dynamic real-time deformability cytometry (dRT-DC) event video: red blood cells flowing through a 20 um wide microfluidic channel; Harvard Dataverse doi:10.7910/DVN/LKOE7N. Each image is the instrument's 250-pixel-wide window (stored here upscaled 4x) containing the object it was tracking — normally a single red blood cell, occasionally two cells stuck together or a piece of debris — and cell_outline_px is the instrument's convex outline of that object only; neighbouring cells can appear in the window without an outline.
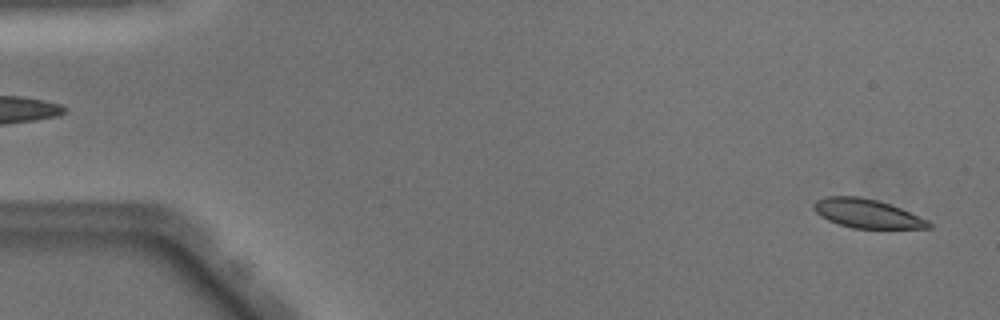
{"species": "Egyptian fruit bat (a non-hibernating species)", "species_latin": "Rousettus aegyptiacus", "temperature_condition": "warm", "stored_images_in_passage": 50, "camera_frame_rate_fps": 3000, "um_per_image_px": 0.085, "animal": {"sex": "male"}, "frame": {"image": 1, "passage_image": 2, "time_ms": 0.333, "image_size_px": [1000, 320], "cell_outline_px": [[932, 228], [852, 228], [828, 220], [820, 216], [816, 212], [812, 204], [816, 200], [824, 196], [860, 196], [876, 200], [900, 208], [928, 220], [932, 224]], "centroid_in_image_um": [73.67, 18.14], "position_along_channel_um": 11.3, "area_um2": 19.19}}
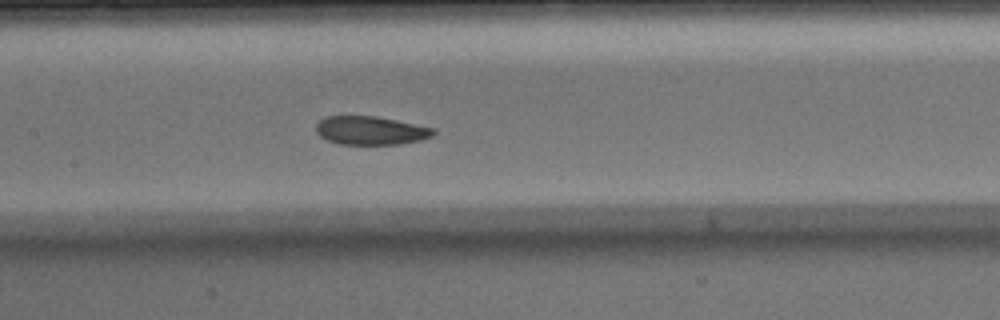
{"frame": {"image": 2, "passage_image": 24, "time_ms": 7.667, "image_size_px": [1000, 320], "cell_outline_px": [[436, 132], [432, 136], [420, 140], [400, 144], [340, 144], [328, 140], [320, 136], [316, 132], [316, 124], [324, 116], [376, 116], [436, 128]], "centroid_in_image_um": [31.52, 11.09], "position_along_channel_um": 175.9, "area_um2": 19.54}}
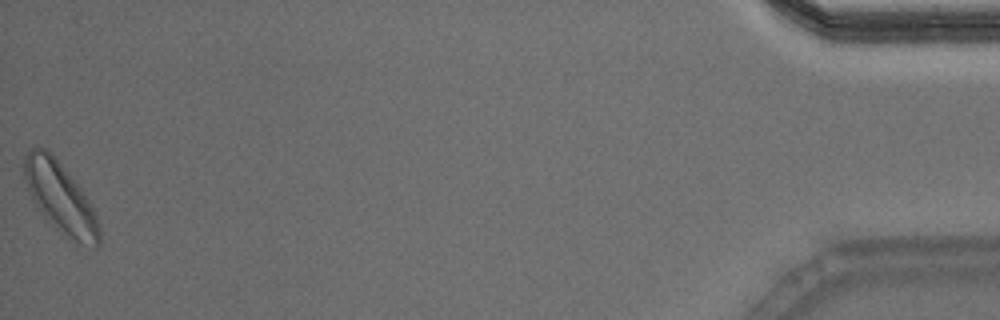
{"frame": {"image": 3, "passage_image": 50, "time_ms": 16.333, "image_size_px": [1000, 320], "cell_outline_px": [[100, 244], [96, 248], [76, 248], [44, 216], [32, 200], [24, 180], [24, 152], [32, 148], [44, 148], [60, 164], [80, 188], [88, 200], [100, 224]], "centroid_in_image_um": [5.16, 16.93], "position_along_channel_um": 430.0, "area_um2": 31.04}, "authors_computed_cell_mechanics": {"area_um2": 20.519, "velocity_mm_per_s": 4.0295, "shape_relaxation_time_tau1_ms": 2.463, "shape_relaxation_time_tau2_ms": 3.5795, "deformation_change_tau1": 0.1175, "deformation_change_tau2": 0.099}}